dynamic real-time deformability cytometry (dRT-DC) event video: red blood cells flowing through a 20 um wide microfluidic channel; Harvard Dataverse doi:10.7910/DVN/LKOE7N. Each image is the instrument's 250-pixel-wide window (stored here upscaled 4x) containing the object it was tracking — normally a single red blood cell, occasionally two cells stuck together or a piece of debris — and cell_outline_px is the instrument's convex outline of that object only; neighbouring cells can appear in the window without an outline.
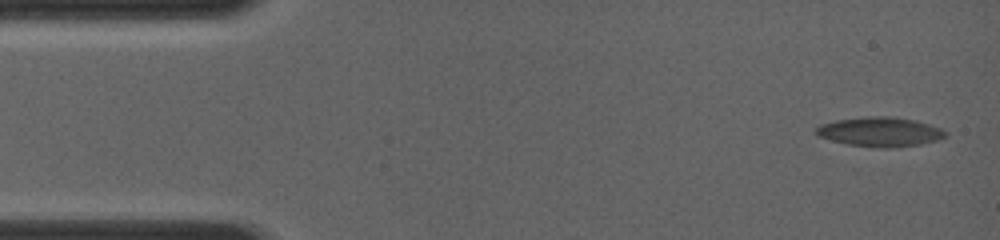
{"species": "common noctule bat (a hibernating species)", "species_latin": "Nyctalus noctula", "temperature_condition": "room temperature", "stored_images_in_passage": 6, "camera_frame_rate_fps": 4000, "um_per_image_px": 0.085, "animal": {"sex": "female", "body_mass_g": 19.0, "forearm_length_mm": 56.7}, "frame": {"image": 1, "passage_image": 1, "time_ms": 0.0, "image_size_px": [1000, 240], "cell_outline_px": [[948, 136], [936, 140], [920, 144], [892, 148], [888, 148], [848, 144], [832, 140], [820, 136], [816, 132], [816, 128], [820, 124], [836, 120], [868, 116], [892, 116], [916, 120], [940, 128], [948, 132]], "centroid_in_image_um": [74.84, 11.19], "position_along_channel_um": 10.2, "area_um2": 22.02}}
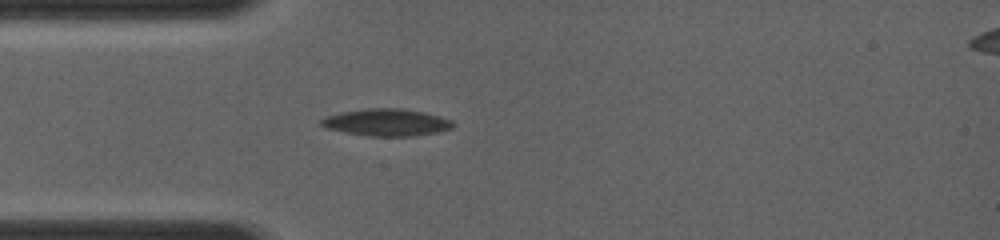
{"frame": {"image": 2, "passage_image": 6, "time_ms": 3.5, "image_size_px": [1000, 240], "cell_outline_px": [[456, 124], [452, 128], [436, 132], [412, 136], [368, 136], [328, 128], [320, 124], [320, 120], [328, 116], [340, 112], [368, 108], [400, 108], [424, 112], [440, 116], [452, 120]], "centroid_in_image_um": [32.9, 10.39], "position_along_channel_um": 52.1, "area_um2": 20.63}}